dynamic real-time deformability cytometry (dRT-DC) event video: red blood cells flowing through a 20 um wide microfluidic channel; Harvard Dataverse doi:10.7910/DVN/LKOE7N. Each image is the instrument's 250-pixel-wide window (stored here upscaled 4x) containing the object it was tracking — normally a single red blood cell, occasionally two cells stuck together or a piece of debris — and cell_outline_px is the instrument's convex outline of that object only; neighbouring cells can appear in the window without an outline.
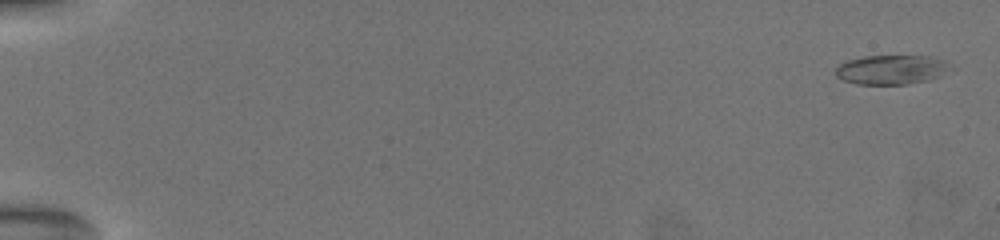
{"species": "common noctule bat (a hibernating species)", "species_latin": "Nyctalus noctula", "temperature_condition": "warm", "stored_images_in_passage": 36, "camera_frame_rate_fps": 3000, "um_per_image_px": 0.085, "animal": {"sex": "female", "body_mass_g": 19.5, "forearm_length_mm": 54.1}, "frame": {"image": 1, "passage_image": 1, "time_ms": 0.0, "image_size_px": [1000, 240], "cell_outline_px": [[948, 60], [940, 76], [928, 80], [908, 84], [856, 84], [844, 80], [836, 76], [836, 68], [840, 64], [848, 60], [864, 56], [928, 56]], "centroid_in_image_um": [75.7, 5.92], "position_along_channel_um": 9.3, "area_um2": 19.25}}
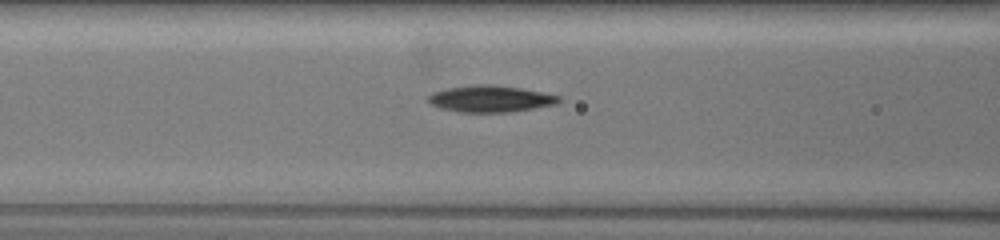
{"frame": {"image": 2, "passage_image": 21, "time_ms": 8.333, "image_size_px": [1000, 240], "cell_outline_px": [[564, 100], [556, 104], [512, 112], [460, 112], [440, 108], [432, 104], [428, 100], [428, 96], [432, 92], [448, 88], [480, 84], [488, 84], [520, 88], [560, 96]], "centroid_in_image_um": [41.71, 8.4], "position_along_channel_um": 124.9, "area_um2": 20.11}}
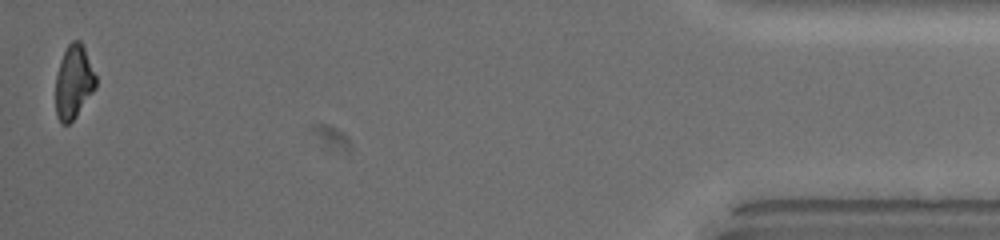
{"frame": {"image": 3, "passage_image": 36, "time_ms": 18.667, "image_size_px": [1000, 240], "cell_outline_px": [[96, 88], [76, 116], [68, 124], [64, 124], [56, 116], [56, 76], [60, 60], [68, 44], [72, 40], [80, 40], [84, 48], [96, 76]], "centroid_in_image_um": [6.26, 6.96], "position_along_channel_um": 428.9, "area_um2": 17.05}, "authors_computed_cell_mechanics": {"area_um2": 19.9699, "velocity_mm_per_s": 3.724, "shape_relaxation_time_tau1_ms": 4.6337, "shape_relaxation_time_tau2_ms": 4.9843, "deformation_change_tau1": 0.1825, "deformation_change_tau2": 0.1117}}